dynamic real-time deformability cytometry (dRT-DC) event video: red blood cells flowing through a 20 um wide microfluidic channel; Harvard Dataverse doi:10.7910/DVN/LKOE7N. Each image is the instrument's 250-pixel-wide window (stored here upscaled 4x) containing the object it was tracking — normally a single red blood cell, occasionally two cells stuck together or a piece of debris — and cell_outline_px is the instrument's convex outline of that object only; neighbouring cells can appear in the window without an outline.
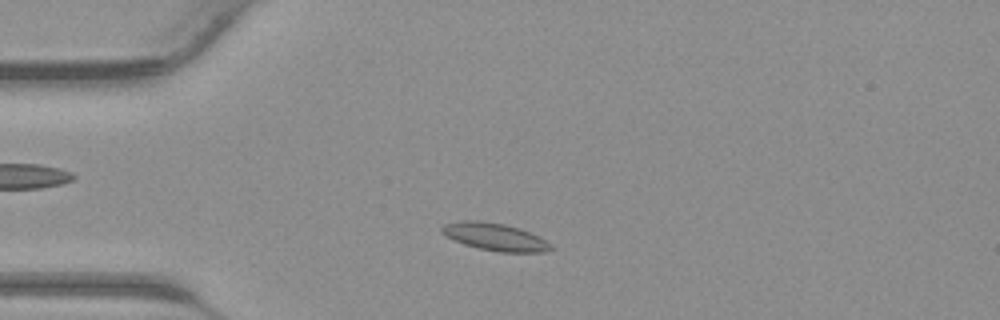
{"species": "common noctule bat (a hibernating species)", "species_latin": "Nyctalus noctula", "temperature_condition": "warm", "stored_images_in_passage": 37, "camera_frame_rate_fps": 3000, "um_per_image_px": 0.085, "animal": {"sex": "male", "body_mass_g": 23.1, "forearm_length_mm": 52.7}, "frame": {"image": 1, "passage_image": 6, "time_ms": 1.667, "image_size_px": [1000, 320], "cell_outline_px": [[552, 248], [544, 252], [500, 252], [480, 248], [464, 244], [440, 232], [440, 228], [444, 224], [460, 220], [476, 220], [504, 224], [528, 232], [544, 240]], "centroid_in_image_um": [42.0, 20.12], "position_along_channel_um": 43.0, "area_um2": 16.94}}
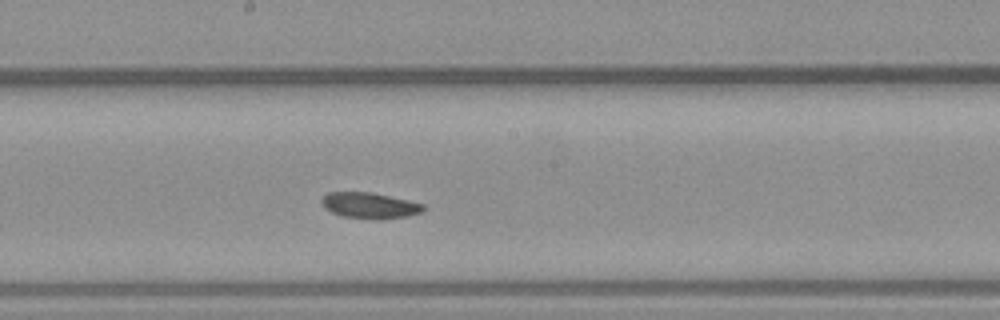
{"frame": {"image": 2, "passage_image": 18, "time_ms": 5.667, "image_size_px": [1000, 320], "cell_outline_px": [[424, 208], [420, 212], [408, 216], [380, 220], [372, 220], [344, 216], [332, 212], [324, 208], [320, 200], [328, 192], [372, 192], [408, 200], [424, 204]], "centroid_in_image_um": [31.41, 17.47], "position_along_channel_um": 216.8, "area_um2": 15.43}}
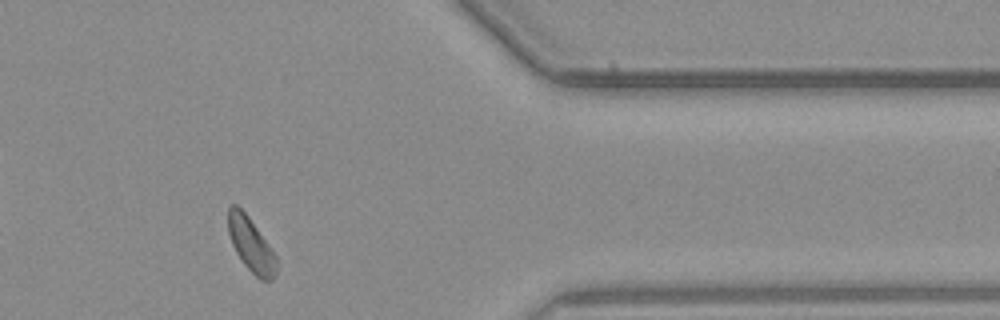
{"frame": {"image": 3, "passage_image": 30, "time_ms": 9.667, "image_size_px": [1000, 320], "cell_outline_px": [[280, 260], [276, 276], [272, 280], [260, 280], [244, 264], [236, 252], [232, 244], [228, 232], [228, 208], [232, 204], [236, 204], [248, 216], [272, 248]], "centroid_in_image_um": [21.39, 20.84], "position_along_channel_um": 390.0, "area_um2": 15.49}}